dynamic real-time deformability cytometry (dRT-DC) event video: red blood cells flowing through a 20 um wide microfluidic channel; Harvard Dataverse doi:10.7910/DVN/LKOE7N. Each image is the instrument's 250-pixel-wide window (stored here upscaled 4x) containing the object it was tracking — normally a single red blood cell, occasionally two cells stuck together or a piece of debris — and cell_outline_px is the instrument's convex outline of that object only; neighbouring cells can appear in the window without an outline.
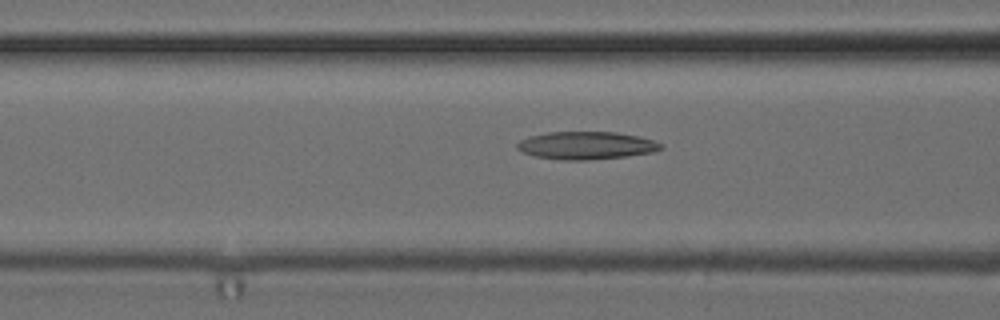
{"species": "common noctule bat (a hibernating species)", "species_latin": "Nyctalus noctula", "temperature_condition": "cold", "stored_images_in_passage": 53, "camera_frame_rate_fps": 3000, "um_per_image_px": 0.085, "animal": {"sex": "female", "body_mass_g": 24.6, "forearm_length_mm": 56.2}, "frame": {"image": 1, "passage_image": 21, "time_ms": 6.667, "image_size_px": [1000, 320], "cell_outline_px": [[664, 148], [656, 152], [624, 156], [588, 160], [560, 160], [532, 156], [520, 152], [516, 148], [516, 144], [520, 140], [528, 136], [548, 132], [616, 132], [640, 136], [664, 144]], "centroid_in_image_um": [49.81, 12.37], "position_along_channel_um": 116.8, "area_um2": 23.58}}
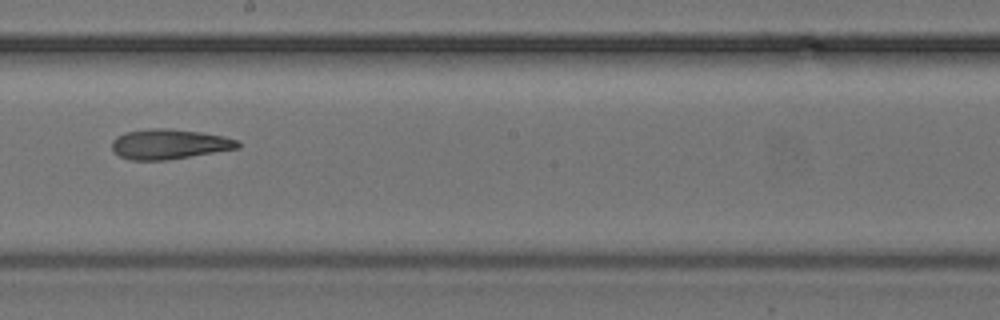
{"frame": {"image": 2, "passage_image": 30, "time_ms": 9.667, "image_size_px": [1000, 320], "cell_outline_px": [[240, 148], [168, 160], [132, 160], [120, 156], [112, 152], [112, 140], [116, 136], [124, 132], [152, 128], [168, 128], [200, 132], [224, 136], [236, 140], [240, 144]], "centroid_in_image_um": [14.36, 12.25], "position_along_channel_um": 233.8, "area_um2": 22.14}}
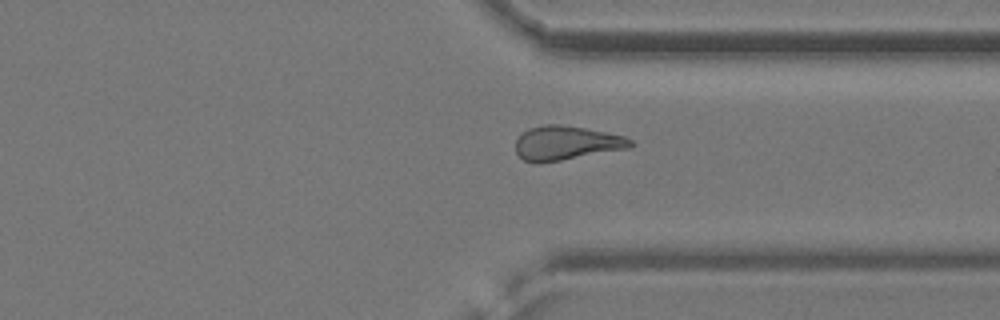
{"frame": {"image": 3, "passage_image": 40, "time_ms": 13.0, "image_size_px": [1000, 320], "cell_outline_px": [[636, 144], [628, 148], [540, 164], [536, 164], [524, 160], [516, 152], [516, 140], [528, 128], [544, 124], [556, 124], [584, 128], [624, 136], [632, 140]], "centroid_in_image_um": [48.12, 12.17], "position_along_channel_um": 363.3, "area_um2": 22.77}, "authors_computed_cell_mechanics": {"area_um2": 22.9466, "velocity_mm_per_s": 3.8895, "shape_relaxation_time_tau1_ms": null, "shape_relaxation_time_tau2_ms": 8.9783, "deformation_change_tau1": null, "deformation_change_tau2": 0.224}}